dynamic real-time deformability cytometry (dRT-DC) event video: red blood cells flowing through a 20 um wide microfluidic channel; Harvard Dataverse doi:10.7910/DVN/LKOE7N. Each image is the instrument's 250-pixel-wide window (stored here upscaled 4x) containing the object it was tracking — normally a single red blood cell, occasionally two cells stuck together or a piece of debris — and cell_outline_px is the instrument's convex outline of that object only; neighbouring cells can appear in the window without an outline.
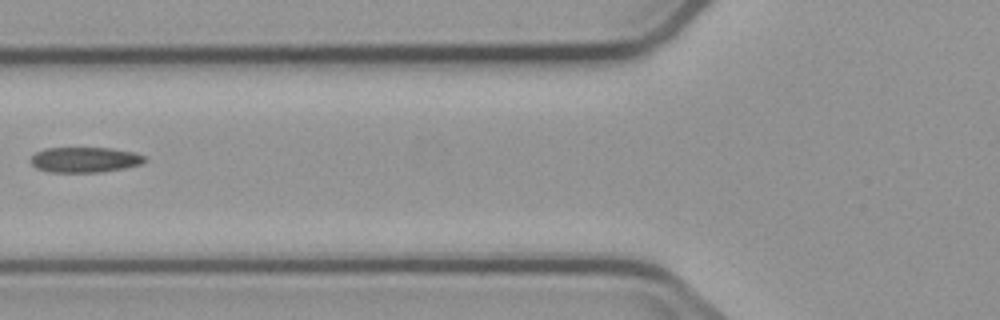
{"species": "common noctule bat (a hibernating species)", "species_latin": "Nyctalus noctula", "temperature_condition": "cold", "stored_images_in_passage": 6, "camera_frame_rate_fps": 3000, "um_per_image_px": 0.085, "animal": {"sex": "male", "body_mass_g": 23.1, "forearm_length_mm": 52.7}, "frame": {"image": 1, "passage_image": 5, "time_ms": 5.667, "image_size_px": [1000, 320], "cell_outline_px": [[148, 160], [140, 164], [124, 168], [100, 172], [48, 172], [36, 168], [28, 160], [36, 152], [48, 148], [108, 148], [132, 152], [144, 156]], "centroid_in_image_um": [7.18, 13.58], "position_along_channel_um": 118.6, "area_um2": 16.76}}
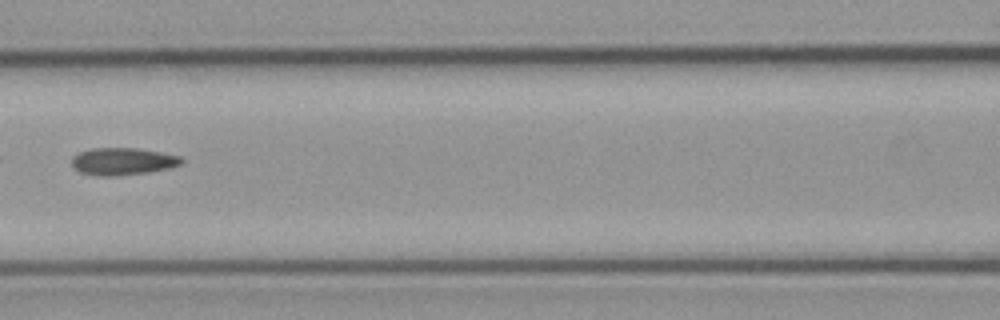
{"frame": {"image": 2, "passage_image": 6, "time_ms": 6.667, "image_size_px": [1000, 320], "cell_outline_px": [[184, 160], [180, 164], [168, 168], [148, 172], [116, 176], [100, 176], [80, 172], [72, 164], [72, 156], [80, 152], [92, 148], [132, 148], [160, 152], [180, 156]], "centroid_in_image_um": [10.42, 13.72], "position_along_channel_um": 156.2, "area_um2": 17.22}}